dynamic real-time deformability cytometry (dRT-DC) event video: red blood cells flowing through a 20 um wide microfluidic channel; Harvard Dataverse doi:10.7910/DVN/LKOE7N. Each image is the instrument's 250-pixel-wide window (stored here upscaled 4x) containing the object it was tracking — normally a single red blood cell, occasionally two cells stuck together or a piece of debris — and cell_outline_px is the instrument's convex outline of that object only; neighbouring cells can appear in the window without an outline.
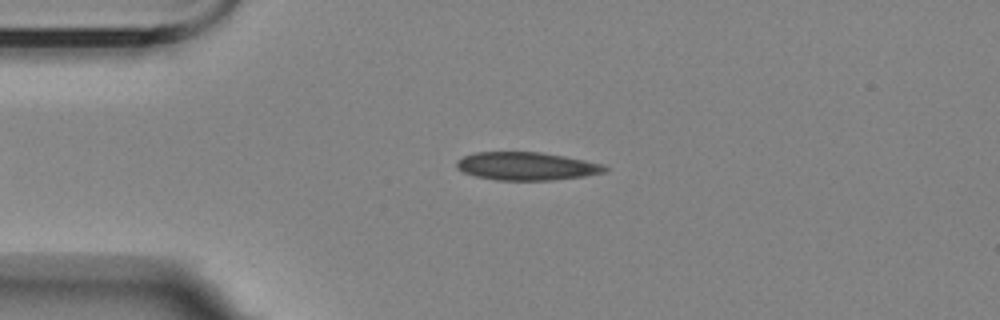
{"species": "Egyptian fruit bat (a non-hibernating species)", "species_latin": "Rousettus aegyptiacus", "temperature_condition": "room temperature", "stored_images_in_passage": 5, "camera_frame_rate_fps": 3000, "um_per_image_px": 0.085, "animal": {"sex": "female"}, "frame": {"image": 1, "passage_image": 4, "time_ms": 3.667, "image_size_px": [1000, 320], "cell_outline_px": [[608, 172], [584, 176], [552, 180], [496, 180], [476, 176], [464, 172], [456, 168], [456, 160], [464, 156], [476, 152], [540, 152], [564, 156], [604, 164], [608, 168]], "centroid_in_image_um": [44.77, 14.12], "position_along_channel_um": 40.2, "area_um2": 24.28}}